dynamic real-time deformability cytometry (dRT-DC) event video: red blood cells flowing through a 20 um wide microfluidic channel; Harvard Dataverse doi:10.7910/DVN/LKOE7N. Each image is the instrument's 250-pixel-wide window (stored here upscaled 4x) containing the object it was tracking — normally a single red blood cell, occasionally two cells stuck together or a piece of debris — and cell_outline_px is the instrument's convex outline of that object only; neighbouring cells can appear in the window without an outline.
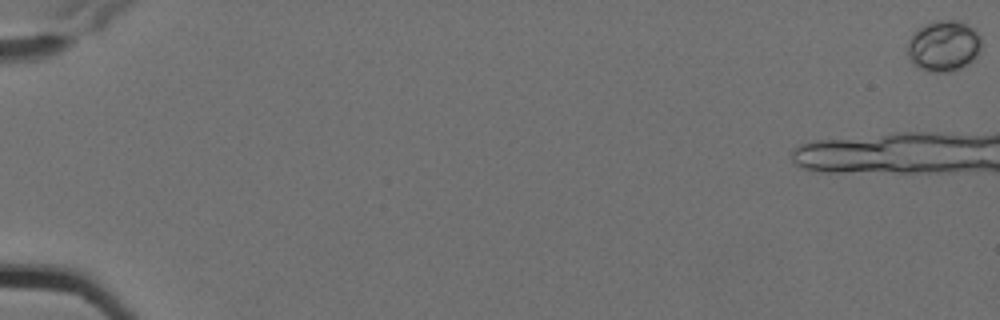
{"species": "Egyptian fruit bat (a non-hibernating species)", "species_latin": "Rousettus aegyptiacus", "temperature_condition": "cold", "stored_images_in_passage": 6, "camera_frame_rate_fps": 3000, "um_per_image_px": 0.085, "animal": {"sex": "female"}, "frame": {"image": 1, "passage_image": 1, "time_ms": 0.0, "image_size_px": [1000, 320], "cell_outline_px": [[980, 52], [968, 64], [960, 68], [948, 72], [928, 72], [912, 64], [908, 60], [908, 40], [920, 28], [936, 20], [956, 20], [968, 24], [980, 36]], "centroid_in_image_um": [80.21, 3.92], "position_along_channel_um": 4.8, "area_um2": 21.85}}